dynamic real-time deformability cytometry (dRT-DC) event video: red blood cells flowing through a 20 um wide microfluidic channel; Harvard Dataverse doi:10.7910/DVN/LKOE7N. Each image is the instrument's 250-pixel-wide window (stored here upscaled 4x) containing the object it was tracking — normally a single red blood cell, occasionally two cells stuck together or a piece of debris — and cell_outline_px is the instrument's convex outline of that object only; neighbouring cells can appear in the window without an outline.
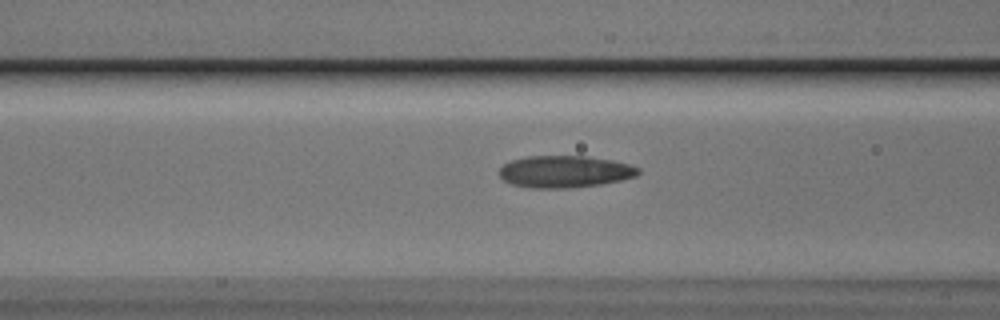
{"species": "Egyptian fruit bat (a non-hibernating species)", "species_latin": "Rousettus aegyptiacus", "temperature_condition": "cold", "stored_images_in_passage": 33, "camera_frame_rate_fps": 3000, "um_per_image_px": 0.085, "animal": {"sex": "male"}, "frame": {"image": 1, "passage_image": 10, "time_ms": 3.0, "image_size_px": [1000, 320], "cell_outline_px": [[640, 172], [636, 176], [620, 180], [600, 184], [568, 188], [528, 188], [512, 184], [504, 180], [500, 176], [500, 168], [504, 164], [512, 160], [524, 156], [588, 156], [612, 160], [632, 164], [640, 168]], "centroid_in_image_um": [48.02, 14.58], "position_along_channel_um": 118.6, "area_um2": 26.01}}
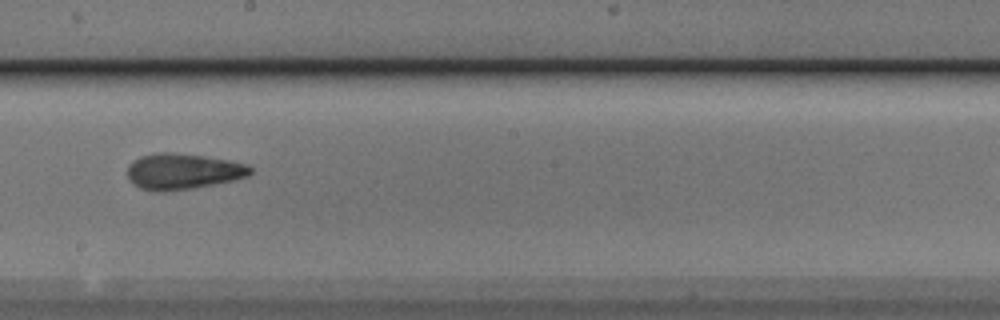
{"frame": {"image": 2, "passage_image": 19, "time_ms": 6.0, "image_size_px": [1000, 320], "cell_outline_px": [[252, 172], [248, 176], [236, 180], [192, 188], [164, 192], [156, 192], [140, 188], [132, 184], [128, 176], [128, 164], [132, 160], [140, 156], [156, 152], [172, 152], [204, 156], [228, 160], [248, 164], [252, 168]], "centroid_in_image_um": [15.53, 14.57], "position_along_channel_um": 232.7, "area_um2": 26.01}}
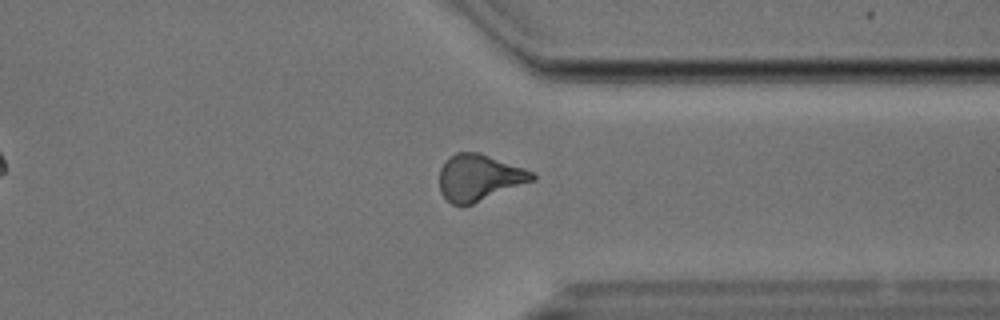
{"frame": {"image": 3, "passage_image": 30, "time_ms": 9.667, "image_size_px": [1000, 320], "cell_outline_px": [[536, 180], [464, 208], [460, 208], [452, 204], [440, 192], [440, 168], [456, 152], [480, 152], [524, 168], [532, 172], [536, 176]], "centroid_in_image_um": [40.75, 15.14], "position_along_channel_um": 370.7, "area_um2": 25.43}}